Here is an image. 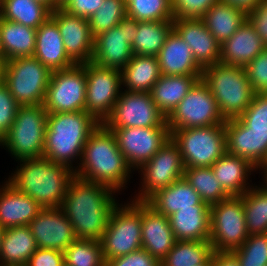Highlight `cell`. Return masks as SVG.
Returning <instances> with one entry per match:
<instances>
[{"mask_svg":"<svg viewBox=\"0 0 267 266\" xmlns=\"http://www.w3.org/2000/svg\"><path fill=\"white\" fill-rule=\"evenodd\" d=\"M211 169L220 185L230 196H241L251 188L253 183L249 179L250 175L257 171L248 160L228 152L222 155L211 166Z\"/></svg>","mask_w":267,"mask_h":266,"instance_id":"27","label":"cell"},{"mask_svg":"<svg viewBox=\"0 0 267 266\" xmlns=\"http://www.w3.org/2000/svg\"><path fill=\"white\" fill-rule=\"evenodd\" d=\"M64 252L54 249L37 248L26 266H63Z\"/></svg>","mask_w":267,"mask_h":266,"instance_id":"49","label":"cell"},{"mask_svg":"<svg viewBox=\"0 0 267 266\" xmlns=\"http://www.w3.org/2000/svg\"><path fill=\"white\" fill-rule=\"evenodd\" d=\"M195 266H212V265H195Z\"/></svg>","mask_w":267,"mask_h":266,"instance_id":"61","label":"cell"},{"mask_svg":"<svg viewBox=\"0 0 267 266\" xmlns=\"http://www.w3.org/2000/svg\"><path fill=\"white\" fill-rule=\"evenodd\" d=\"M106 266H160V262L145 249H139L127 255L107 260Z\"/></svg>","mask_w":267,"mask_h":266,"instance_id":"48","label":"cell"},{"mask_svg":"<svg viewBox=\"0 0 267 266\" xmlns=\"http://www.w3.org/2000/svg\"><path fill=\"white\" fill-rule=\"evenodd\" d=\"M213 252L209 240H177L160 266L212 265Z\"/></svg>","mask_w":267,"mask_h":266,"instance_id":"37","label":"cell"},{"mask_svg":"<svg viewBox=\"0 0 267 266\" xmlns=\"http://www.w3.org/2000/svg\"><path fill=\"white\" fill-rule=\"evenodd\" d=\"M256 170H259V171H261V173L263 174V176H262V180L264 181V182H261L260 183V187L262 188V189H264V190H266L267 191V165H263V164H260L257 168H256Z\"/></svg>","mask_w":267,"mask_h":266,"instance_id":"54","label":"cell"},{"mask_svg":"<svg viewBox=\"0 0 267 266\" xmlns=\"http://www.w3.org/2000/svg\"><path fill=\"white\" fill-rule=\"evenodd\" d=\"M126 17L125 0H104L103 5L88 19L93 37L115 27Z\"/></svg>","mask_w":267,"mask_h":266,"instance_id":"42","label":"cell"},{"mask_svg":"<svg viewBox=\"0 0 267 266\" xmlns=\"http://www.w3.org/2000/svg\"><path fill=\"white\" fill-rule=\"evenodd\" d=\"M5 228L0 226V251H1V246H2V240L4 236Z\"/></svg>","mask_w":267,"mask_h":266,"instance_id":"59","label":"cell"},{"mask_svg":"<svg viewBox=\"0 0 267 266\" xmlns=\"http://www.w3.org/2000/svg\"><path fill=\"white\" fill-rule=\"evenodd\" d=\"M85 100V64L52 72L44 101L48 114L85 111Z\"/></svg>","mask_w":267,"mask_h":266,"instance_id":"13","label":"cell"},{"mask_svg":"<svg viewBox=\"0 0 267 266\" xmlns=\"http://www.w3.org/2000/svg\"><path fill=\"white\" fill-rule=\"evenodd\" d=\"M184 162L178 145L170 137L157 153L138 170L141 175L140 191L132 199L147 201L160 189L184 176Z\"/></svg>","mask_w":267,"mask_h":266,"instance_id":"12","label":"cell"},{"mask_svg":"<svg viewBox=\"0 0 267 266\" xmlns=\"http://www.w3.org/2000/svg\"><path fill=\"white\" fill-rule=\"evenodd\" d=\"M52 72L36 57H21L4 64V83L19 106L44 104Z\"/></svg>","mask_w":267,"mask_h":266,"instance_id":"8","label":"cell"},{"mask_svg":"<svg viewBox=\"0 0 267 266\" xmlns=\"http://www.w3.org/2000/svg\"><path fill=\"white\" fill-rule=\"evenodd\" d=\"M50 17L57 23L68 57L75 64L90 62L93 56L94 37L89 20L71 15L61 7L51 11Z\"/></svg>","mask_w":267,"mask_h":266,"instance_id":"18","label":"cell"},{"mask_svg":"<svg viewBox=\"0 0 267 266\" xmlns=\"http://www.w3.org/2000/svg\"><path fill=\"white\" fill-rule=\"evenodd\" d=\"M173 29V20L138 21L137 34L131 45L133 55L157 56Z\"/></svg>","mask_w":267,"mask_h":266,"instance_id":"36","label":"cell"},{"mask_svg":"<svg viewBox=\"0 0 267 266\" xmlns=\"http://www.w3.org/2000/svg\"><path fill=\"white\" fill-rule=\"evenodd\" d=\"M4 82V64H0V85Z\"/></svg>","mask_w":267,"mask_h":266,"instance_id":"56","label":"cell"},{"mask_svg":"<svg viewBox=\"0 0 267 266\" xmlns=\"http://www.w3.org/2000/svg\"><path fill=\"white\" fill-rule=\"evenodd\" d=\"M37 248L63 252L77 238L64 211L59 208H42L28 224Z\"/></svg>","mask_w":267,"mask_h":266,"instance_id":"19","label":"cell"},{"mask_svg":"<svg viewBox=\"0 0 267 266\" xmlns=\"http://www.w3.org/2000/svg\"><path fill=\"white\" fill-rule=\"evenodd\" d=\"M185 168L211 167L226 153L225 124L173 130Z\"/></svg>","mask_w":267,"mask_h":266,"instance_id":"9","label":"cell"},{"mask_svg":"<svg viewBox=\"0 0 267 266\" xmlns=\"http://www.w3.org/2000/svg\"><path fill=\"white\" fill-rule=\"evenodd\" d=\"M36 57L51 72L75 65L68 57L57 23L50 17L36 30Z\"/></svg>","mask_w":267,"mask_h":266,"instance_id":"25","label":"cell"},{"mask_svg":"<svg viewBox=\"0 0 267 266\" xmlns=\"http://www.w3.org/2000/svg\"><path fill=\"white\" fill-rule=\"evenodd\" d=\"M244 68L254 91L267 93V48Z\"/></svg>","mask_w":267,"mask_h":266,"instance_id":"46","label":"cell"},{"mask_svg":"<svg viewBox=\"0 0 267 266\" xmlns=\"http://www.w3.org/2000/svg\"><path fill=\"white\" fill-rule=\"evenodd\" d=\"M201 77L161 75L150 91L152 100L167 118Z\"/></svg>","mask_w":267,"mask_h":266,"instance_id":"31","label":"cell"},{"mask_svg":"<svg viewBox=\"0 0 267 266\" xmlns=\"http://www.w3.org/2000/svg\"><path fill=\"white\" fill-rule=\"evenodd\" d=\"M183 177L208 206L230 197L218 182L211 167L185 168Z\"/></svg>","mask_w":267,"mask_h":266,"instance_id":"38","label":"cell"},{"mask_svg":"<svg viewBox=\"0 0 267 266\" xmlns=\"http://www.w3.org/2000/svg\"><path fill=\"white\" fill-rule=\"evenodd\" d=\"M99 124L86 111L48 114L43 157L75 171L88 137Z\"/></svg>","mask_w":267,"mask_h":266,"instance_id":"4","label":"cell"},{"mask_svg":"<svg viewBox=\"0 0 267 266\" xmlns=\"http://www.w3.org/2000/svg\"><path fill=\"white\" fill-rule=\"evenodd\" d=\"M18 107L19 105L10 93L9 87L3 82L0 85V141L11 128Z\"/></svg>","mask_w":267,"mask_h":266,"instance_id":"45","label":"cell"},{"mask_svg":"<svg viewBox=\"0 0 267 266\" xmlns=\"http://www.w3.org/2000/svg\"><path fill=\"white\" fill-rule=\"evenodd\" d=\"M201 79L212 92L220 113L225 118L239 117L256 94L244 67L216 63L202 70Z\"/></svg>","mask_w":267,"mask_h":266,"instance_id":"5","label":"cell"},{"mask_svg":"<svg viewBox=\"0 0 267 266\" xmlns=\"http://www.w3.org/2000/svg\"><path fill=\"white\" fill-rule=\"evenodd\" d=\"M219 0H171L173 17L201 19Z\"/></svg>","mask_w":267,"mask_h":266,"instance_id":"47","label":"cell"},{"mask_svg":"<svg viewBox=\"0 0 267 266\" xmlns=\"http://www.w3.org/2000/svg\"><path fill=\"white\" fill-rule=\"evenodd\" d=\"M226 152L248 160L256 168L267 157V132L251 131L239 118L225 121Z\"/></svg>","mask_w":267,"mask_h":266,"instance_id":"21","label":"cell"},{"mask_svg":"<svg viewBox=\"0 0 267 266\" xmlns=\"http://www.w3.org/2000/svg\"><path fill=\"white\" fill-rule=\"evenodd\" d=\"M243 199L230 196L210 206V238L213 251H234L248 238Z\"/></svg>","mask_w":267,"mask_h":266,"instance_id":"10","label":"cell"},{"mask_svg":"<svg viewBox=\"0 0 267 266\" xmlns=\"http://www.w3.org/2000/svg\"><path fill=\"white\" fill-rule=\"evenodd\" d=\"M247 21L267 47V0H262L253 11L247 14Z\"/></svg>","mask_w":267,"mask_h":266,"instance_id":"51","label":"cell"},{"mask_svg":"<svg viewBox=\"0 0 267 266\" xmlns=\"http://www.w3.org/2000/svg\"><path fill=\"white\" fill-rule=\"evenodd\" d=\"M141 228L142 249L161 262L177 241L169 217L141 201Z\"/></svg>","mask_w":267,"mask_h":266,"instance_id":"22","label":"cell"},{"mask_svg":"<svg viewBox=\"0 0 267 266\" xmlns=\"http://www.w3.org/2000/svg\"><path fill=\"white\" fill-rule=\"evenodd\" d=\"M127 17L137 21L173 20L171 0H125Z\"/></svg>","mask_w":267,"mask_h":266,"instance_id":"41","label":"cell"},{"mask_svg":"<svg viewBox=\"0 0 267 266\" xmlns=\"http://www.w3.org/2000/svg\"><path fill=\"white\" fill-rule=\"evenodd\" d=\"M104 0H68L61 8L71 15L89 19Z\"/></svg>","mask_w":267,"mask_h":266,"instance_id":"50","label":"cell"},{"mask_svg":"<svg viewBox=\"0 0 267 266\" xmlns=\"http://www.w3.org/2000/svg\"><path fill=\"white\" fill-rule=\"evenodd\" d=\"M68 0H55V9L62 7Z\"/></svg>","mask_w":267,"mask_h":266,"instance_id":"57","label":"cell"},{"mask_svg":"<svg viewBox=\"0 0 267 266\" xmlns=\"http://www.w3.org/2000/svg\"><path fill=\"white\" fill-rule=\"evenodd\" d=\"M219 1L232 5L233 7H236L237 9L248 14L249 12L253 11L261 3L262 0H219Z\"/></svg>","mask_w":267,"mask_h":266,"instance_id":"53","label":"cell"},{"mask_svg":"<svg viewBox=\"0 0 267 266\" xmlns=\"http://www.w3.org/2000/svg\"><path fill=\"white\" fill-rule=\"evenodd\" d=\"M266 48L256 30L246 20L228 40L221 44L220 63L245 67Z\"/></svg>","mask_w":267,"mask_h":266,"instance_id":"24","label":"cell"},{"mask_svg":"<svg viewBox=\"0 0 267 266\" xmlns=\"http://www.w3.org/2000/svg\"><path fill=\"white\" fill-rule=\"evenodd\" d=\"M20 166L6 179L16 190L29 195L42 208L61 207L74 171L47 158L17 161Z\"/></svg>","mask_w":267,"mask_h":266,"instance_id":"3","label":"cell"},{"mask_svg":"<svg viewBox=\"0 0 267 266\" xmlns=\"http://www.w3.org/2000/svg\"><path fill=\"white\" fill-rule=\"evenodd\" d=\"M111 187L74 176L68 184L61 209L77 239L100 241L110 215L119 203Z\"/></svg>","mask_w":267,"mask_h":266,"instance_id":"1","label":"cell"},{"mask_svg":"<svg viewBox=\"0 0 267 266\" xmlns=\"http://www.w3.org/2000/svg\"><path fill=\"white\" fill-rule=\"evenodd\" d=\"M121 77L123 90L150 92L161 77L157 56L133 55L121 70Z\"/></svg>","mask_w":267,"mask_h":266,"instance_id":"32","label":"cell"},{"mask_svg":"<svg viewBox=\"0 0 267 266\" xmlns=\"http://www.w3.org/2000/svg\"><path fill=\"white\" fill-rule=\"evenodd\" d=\"M129 200L115 206L100 239L105 262L142 249L141 201Z\"/></svg>","mask_w":267,"mask_h":266,"instance_id":"7","label":"cell"},{"mask_svg":"<svg viewBox=\"0 0 267 266\" xmlns=\"http://www.w3.org/2000/svg\"><path fill=\"white\" fill-rule=\"evenodd\" d=\"M173 29L186 42L195 61L203 69L220 62L221 44L199 18H174Z\"/></svg>","mask_w":267,"mask_h":266,"instance_id":"20","label":"cell"},{"mask_svg":"<svg viewBox=\"0 0 267 266\" xmlns=\"http://www.w3.org/2000/svg\"><path fill=\"white\" fill-rule=\"evenodd\" d=\"M232 252L240 266H267V233L249 235L243 245Z\"/></svg>","mask_w":267,"mask_h":266,"instance_id":"43","label":"cell"},{"mask_svg":"<svg viewBox=\"0 0 267 266\" xmlns=\"http://www.w3.org/2000/svg\"><path fill=\"white\" fill-rule=\"evenodd\" d=\"M146 202L157 212L169 217L180 208L199 205L202 200L197 191L182 177L157 191Z\"/></svg>","mask_w":267,"mask_h":266,"instance_id":"30","label":"cell"},{"mask_svg":"<svg viewBox=\"0 0 267 266\" xmlns=\"http://www.w3.org/2000/svg\"><path fill=\"white\" fill-rule=\"evenodd\" d=\"M42 207L29 195L16 190L5 181L0 186V226L3 228L28 225Z\"/></svg>","mask_w":267,"mask_h":266,"instance_id":"26","label":"cell"},{"mask_svg":"<svg viewBox=\"0 0 267 266\" xmlns=\"http://www.w3.org/2000/svg\"><path fill=\"white\" fill-rule=\"evenodd\" d=\"M133 171L119 150L113 132L100 123L88 137L74 176L111 187L120 195Z\"/></svg>","mask_w":267,"mask_h":266,"instance_id":"2","label":"cell"},{"mask_svg":"<svg viewBox=\"0 0 267 266\" xmlns=\"http://www.w3.org/2000/svg\"><path fill=\"white\" fill-rule=\"evenodd\" d=\"M212 266H240L236 255L231 251H214Z\"/></svg>","mask_w":267,"mask_h":266,"instance_id":"52","label":"cell"},{"mask_svg":"<svg viewBox=\"0 0 267 266\" xmlns=\"http://www.w3.org/2000/svg\"><path fill=\"white\" fill-rule=\"evenodd\" d=\"M161 75L202 76L190 46L172 29L157 55Z\"/></svg>","mask_w":267,"mask_h":266,"instance_id":"23","label":"cell"},{"mask_svg":"<svg viewBox=\"0 0 267 266\" xmlns=\"http://www.w3.org/2000/svg\"><path fill=\"white\" fill-rule=\"evenodd\" d=\"M138 21L126 17L118 25L94 37L91 61L98 66L122 70L133 56L131 45Z\"/></svg>","mask_w":267,"mask_h":266,"instance_id":"17","label":"cell"},{"mask_svg":"<svg viewBox=\"0 0 267 266\" xmlns=\"http://www.w3.org/2000/svg\"><path fill=\"white\" fill-rule=\"evenodd\" d=\"M254 185L240 196L249 235L267 233V191Z\"/></svg>","mask_w":267,"mask_h":266,"instance_id":"39","label":"cell"},{"mask_svg":"<svg viewBox=\"0 0 267 266\" xmlns=\"http://www.w3.org/2000/svg\"><path fill=\"white\" fill-rule=\"evenodd\" d=\"M5 62H6V59L4 57L2 47H1V42H0V64H5Z\"/></svg>","mask_w":267,"mask_h":266,"instance_id":"58","label":"cell"},{"mask_svg":"<svg viewBox=\"0 0 267 266\" xmlns=\"http://www.w3.org/2000/svg\"><path fill=\"white\" fill-rule=\"evenodd\" d=\"M46 5L51 11L55 9V0H35Z\"/></svg>","mask_w":267,"mask_h":266,"instance_id":"55","label":"cell"},{"mask_svg":"<svg viewBox=\"0 0 267 266\" xmlns=\"http://www.w3.org/2000/svg\"><path fill=\"white\" fill-rule=\"evenodd\" d=\"M47 117L44 104L19 106L11 128L0 141L1 148L16 161L43 157Z\"/></svg>","mask_w":267,"mask_h":266,"instance_id":"6","label":"cell"},{"mask_svg":"<svg viewBox=\"0 0 267 266\" xmlns=\"http://www.w3.org/2000/svg\"><path fill=\"white\" fill-rule=\"evenodd\" d=\"M263 165H267V157L265 158V160L262 163Z\"/></svg>","mask_w":267,"mask_h":266,"instance_id":"60","label":"cell"},{"mask_svg":"<svg viewBox=\"0 0 267 266\" xmlns=\"http://www.w3.org/2000/svg\"><path fill=\"white\" fill-rule=\"evenodd\" d=\"M68 266H106L100 241L76 239L64 251Z\"/></svg>","mask_w":267,"mask_h":266,"instance_id":"40","label":"cell"},{"mask_svg":"<svg viewBox=\"0 0 267 266\" xmlns=\"http://www.w3.org/2000/svg\"><path fill=\"white\" fill-rule=\"evenodd\" d=\"M51 10L35 0H1L0 17L34 29H38L48 18Z\"/></svg>","mask_w":267,"mask_h":266,"instance_id":"35","label":"cell"},{"mask_svg":"<svg viewBox=\"0 0 267 266\" xmlns=\"http://www.w3.org/2000/svg\"><path fill=\"white\" fill-rule=\"evenodd\" d=\"M169 222L176 240L204 241L210 238V206L204 202L180 208L169 216Z\"/></svg>","mask_w":267,"mask_h":266,"instance_id":"28","label":"cell"},{"mask_svg":"<svg viewBox=\"0 0 267 266\" xmlns=\"http://www.w3.org/2000/svg\"><path fill=\"white\" fill-rule=\"evenodd\" d=\"M225 121L212 92L202 79L194 84L167 117L170 133L179 129L225 124Z\"/></svg>","mask_w":267,"mask_h":266,"instance_id":"11","label":"cell"},{"mask_svg":"<svg viewBox=\"0 0 267 266\" xmlns=\"http://www.w3.org/2000/svg\"><path fill=\"white\" fill-rule=\"evenodd\" d=\"M209 32L222 44L247 20V14L224 2H216L201 18Z\"/></svg>","mask_w":267,"mask_h":266,"instance_id":"34","label":"cell"},{"mask_svg":"<svg viewBox=\"0 0 267 266\" xmlns=\"http://www.w3.org/2000/svg\"><path fill=\"white\" fill-rule=\"evenodd\" d=\"M85 111L99 123L111 114L122 89L121 70L85 63Z\"/></svg>","mask_w":267,"mask_h":266,"instance_id":"14","label":"cell"},{"mask_svg":"<svg viewBox=\"0 0 267 266\" xmlns=\"http://www.w3.org/2000/svg\"><path fill=\"white\" fill-rule=\"evenodd\" d=\"M36 30L0 17V42L6 61L34 55Z\"/></svg>","mask_w":267,"mask_h":266,"instance_id":"33","label":"cell"},{"mask_svg":"<svg viewBox=\"0 0 267 266\" xmlns=\"http://www.w3.org/2000/svg\"><path fill=\"white\" fill-rule=\"evenodd\" d=\"M239 118L251 131L267 132V93H256Z\"/></svg>","mask_w":267,"mask_h":266,"instance_id":"44","label":"cell"},{"mask_svg":"<svg viewBox=\"0 0 267 266\" xmlns=\"http://www.w3.org/2000/svg\"><path fill=\"white\" fill-rule=\"evenodd\" d=\"M166 116L152 100L150 92H129L122 90L111 114L103 124L107 128L161 127Z\"/></svg>","mask_w":267,"mask_h":266,"instance_id":"15","label":"cell"},{"mask_svg":"<svg viewBox=\"0 0 267 266\" xmlns=\"http://www.w3.org/2000/svg\"><path fill=\"white\" fill-rule=\"evenodd\" d=\"M108 129L113 132L119 150L134 171L150 160L171 137L167 121L161 127Z\"/></svg>","mask_w":267,"mask_h":266,"instance_id":"16","label":"cell"},{"mask_svg":"<svg viewBox=\"0 0 267 266\" xmlns=\"http://www.w3.org/2000/svg\"><path fill=\"white\" fill-rule=\"evenodd\" d=\"M37 245L28 225L5 228L0 266L26 265Z\"/></svg>","mask_w":267,"mask_h":266,"instance_id":"29","label":"cell"}]
</instances>
